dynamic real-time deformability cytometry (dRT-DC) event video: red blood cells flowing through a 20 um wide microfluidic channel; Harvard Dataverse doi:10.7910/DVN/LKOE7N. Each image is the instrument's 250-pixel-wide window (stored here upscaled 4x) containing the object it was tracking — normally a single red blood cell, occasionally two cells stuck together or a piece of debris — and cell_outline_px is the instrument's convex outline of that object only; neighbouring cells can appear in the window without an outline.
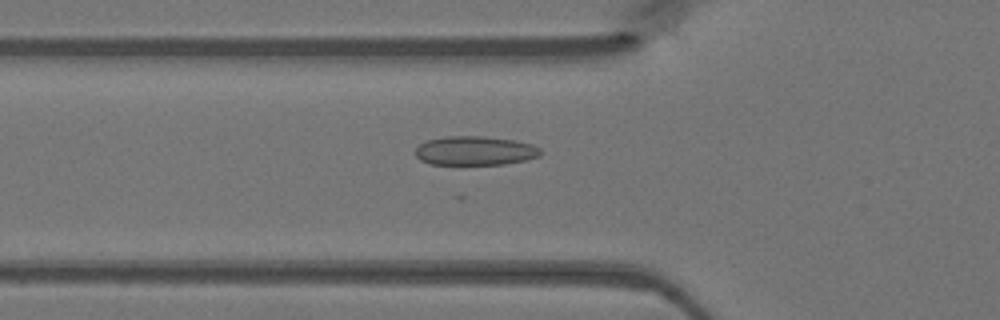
{"species": "Egyptian fruit bat (a non-hibernating species)", "species_latin": "Rousettus aegyptiacus", "temperature_condition": "warm", "stored_images_in_passage": 42, "camera_frame_rate_fps": 3000, "um_per_image_px": 0.085, "animal": {"sex": "female"}, "frame": {"image": 1, "passage_image": 16, "time_ms": 5.0, "image_size_px": [1000, 320], "cell_outline_px": [[540, 156], [524, 160], [504, 164], [428, 164], [420, 160], [416, 156], [416, 148], [420, 144], [428, 140], [448, 136], [480, 136], [516, 140], [532, 144], [540, 148]], "centroid_in_image_um": [40.37, 12.81], "position_along_channel_um": 85.4, "area_um2": 21.1}}
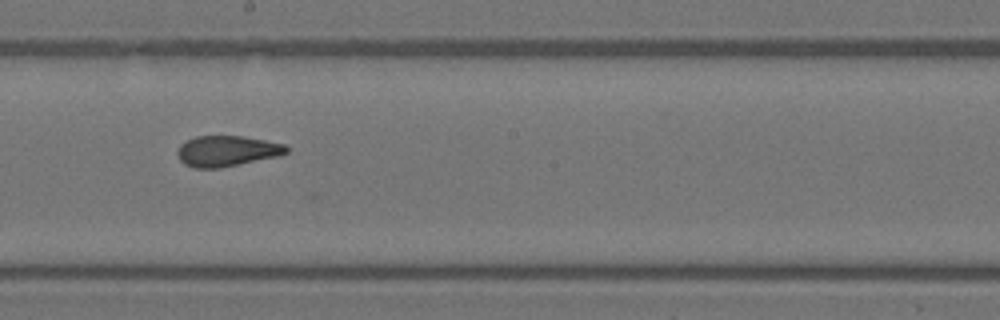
{"frame": {"image": 2, "passage_image": 26, "time_ms": 8.333, "image_size_px": [1000, 320], "cell_outline_px": [[288, 152], [276, 156], [220, 168], [192, 168], [184, 164], [180, 160], [176, 152], [180, 144], [196, 136], [240, 136], [264, 140], [284, 144], [288, 148]], "centroid_in_image_um": [19.23, 12.84], "position_along_channel_um": 229.0, "area_um2": 19.31}}
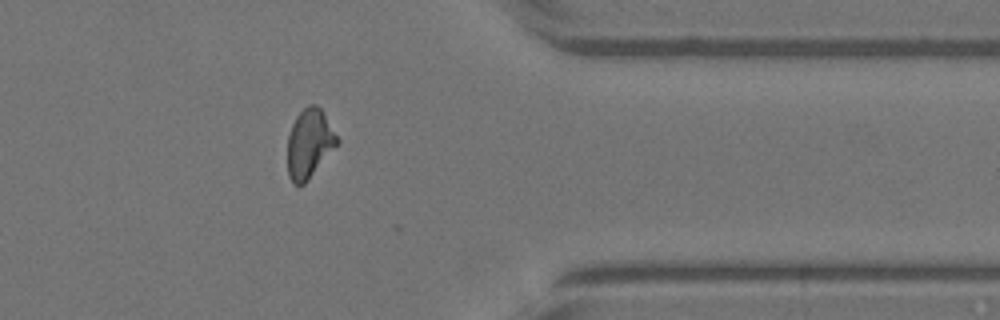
{"frame": {"image": 3, "passage_image": 38, "time_ms": 12.333, "image_size_px": [1000, 320], "cell_outline_px": [[340, 140], [308, 180], [304, 184], [292, 184], [288, 176], [288, 136], [292, 124], [296, 116], [308, 104], [316, 104], [324, 112]], "centroid_in_image_um": [26.29, 12.18], "position_along_channel_um": 385.1, "area_um2": 19.83}}